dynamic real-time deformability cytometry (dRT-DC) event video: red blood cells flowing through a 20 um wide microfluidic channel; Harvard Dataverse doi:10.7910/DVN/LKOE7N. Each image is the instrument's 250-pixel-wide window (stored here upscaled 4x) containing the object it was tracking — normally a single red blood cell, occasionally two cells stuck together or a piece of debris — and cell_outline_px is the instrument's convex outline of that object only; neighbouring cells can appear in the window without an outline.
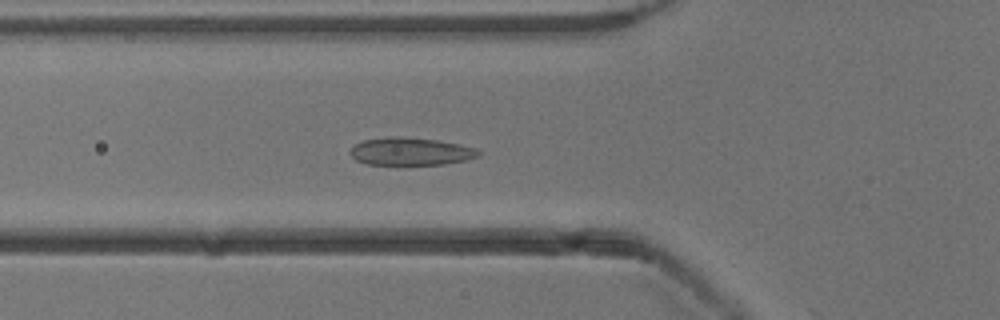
{"species": "common noctule bat (a hibernating species)", "species_latin": "Nyctalus noctula", "temperature_condition": "cold", "stored_images_in_passage": 9, "camera_frame_rate_fps": 3000, "um_per_image_px": 0.085, "animal": {"sex": "male", "body_mass_g": 13.3}, "frame": {"image": 1, "passage_image": 8, "time_ms": 2.333, "image_size_px": [1000, 320], "cell_outline_px": [[480, 156], [468, 160], [444, 164], [368, 164], [356, 160], [348, 152], [356, 144], [364, 140], [396, 136], [436, 140], [460, 144], [476, 148], [480, 152]], "centroid_in_image_um": [34.94, 12.87], "position_along_channel_um": 90.9, "area_um2": 20.52}}